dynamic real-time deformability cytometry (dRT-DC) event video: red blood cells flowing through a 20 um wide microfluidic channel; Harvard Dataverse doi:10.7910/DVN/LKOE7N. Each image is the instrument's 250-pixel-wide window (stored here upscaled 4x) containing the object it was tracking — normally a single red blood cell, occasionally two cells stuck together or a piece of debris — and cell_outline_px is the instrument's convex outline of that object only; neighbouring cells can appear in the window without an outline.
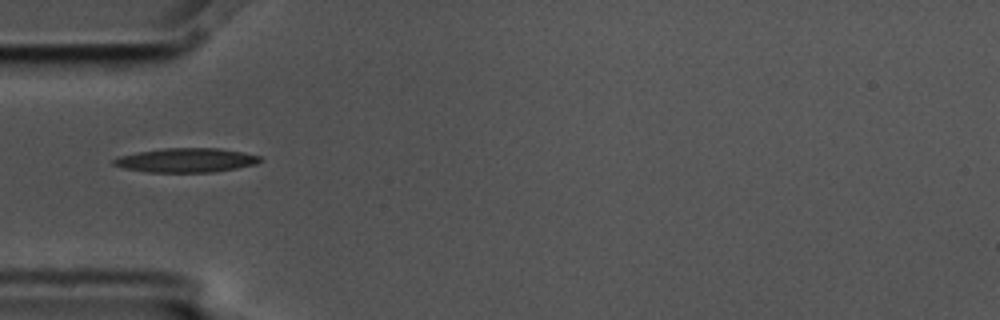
{"species": "common noctule bat (a hibernating species)", "species_latin": "Nyctalus noctula", "temperature_condition": "cold", "stored_images_in_passage": 12, "camera_frame_rate_fps": 3000, "um_per_image_px": 0.085, "animal": {"sex": "male", "body_mass_g": 17.5, "forearm_length_mm": 52.3}, "frame": {"image": 1, "passage_image": 6, "time_ms": 1.667, "image_size_px": [1000, 320], "cell_outline_px": [[260, 160], [256, 164], [216, 172], [148, 172], [124, 168], [112, 164], [112, 160], [120, 156], [136, 152], [164, 148], [220, 148], [260, 156]], "centroid_in_image_um": [15.79, 13.62], "position_along_channel_um": 69.2, "area_um2": 20.52}}